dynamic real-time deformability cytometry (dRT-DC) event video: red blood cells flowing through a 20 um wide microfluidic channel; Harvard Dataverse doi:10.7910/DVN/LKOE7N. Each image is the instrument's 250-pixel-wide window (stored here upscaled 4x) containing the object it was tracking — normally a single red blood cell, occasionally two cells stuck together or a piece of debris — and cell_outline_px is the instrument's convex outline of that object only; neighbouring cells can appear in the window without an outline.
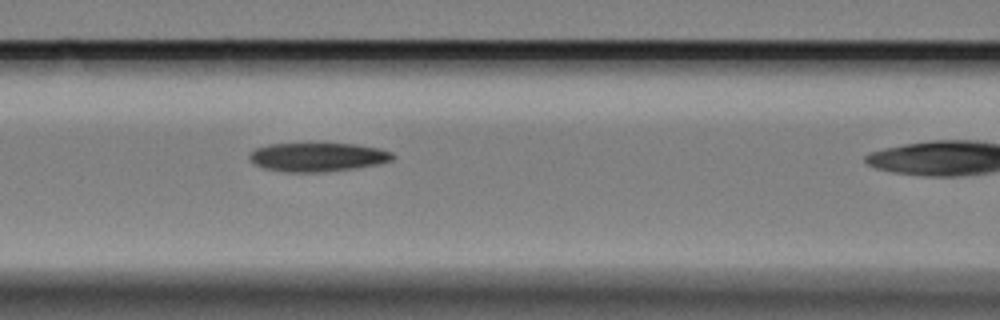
{"species": "Egyptian fruit bat (a non-hibernating species)", "species_latin": "Rousettus aegyptiacus", "temperature_condition": "cold", "stored_images_in_passage": 6, "camera_frame_rate_fps": 3000, "um_per_image_px": 0.085, "animal": {"sex": "female"}, "frame": {"image": 1, "passage_image": 5, "time_ms": 4.667, "image_size_px": [1000, 320], "cell_outline_px": [[396, 156], [392, 160], [380, 164], [356, 168], [324, 172], [288, 172], [264, 168], [256, 164], [248, 156], [256, 148], [268, 144], [356, 144], [380, 148], [392, 152]], "centroid_in_image_um": [27.07, 13.35], "position_along_channel_um": 139.5, "area_um2": 23.99}}